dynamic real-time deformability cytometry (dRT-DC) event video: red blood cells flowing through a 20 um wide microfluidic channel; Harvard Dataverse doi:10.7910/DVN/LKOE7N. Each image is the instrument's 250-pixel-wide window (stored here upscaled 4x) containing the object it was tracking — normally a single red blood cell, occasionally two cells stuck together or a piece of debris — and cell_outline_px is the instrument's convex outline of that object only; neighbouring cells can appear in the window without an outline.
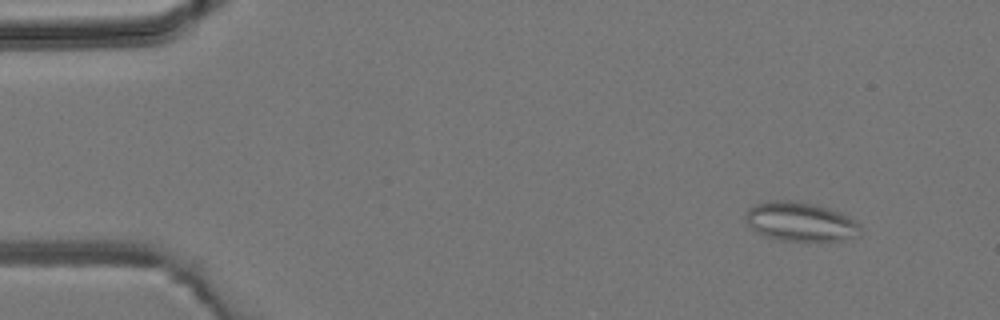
{"species": "common noctule bat (a hibernating species)", "species_latin": "Nyctalus noctula", "temperature_condition": "room temperature", "stored_images_in_passage": 5, "camera_frame_rate_fps": 3000, "um_per_image_px": 0.085, "animal": {"sex": "male", "body_mass_g": 19.2, "forearm_length_mm": 51.8}, "frame": {"image": 1, "passage_image": 1, "time_ms": 0.0, "image_size_px": [1000, 320], "cell_outline_px": [[860, 236], [840, 240], [780, 240], [764, 236], [748, 228], [744, 216], [748, 208], [752, 204], [768, 200], [796, 200], [828, 208], [840, 212], [848, 216], [860, 224]], "centroid_in_image_um": [67.97, 18.82], "position_along_channel_um": 17.0, "area_um2": 26.47}}
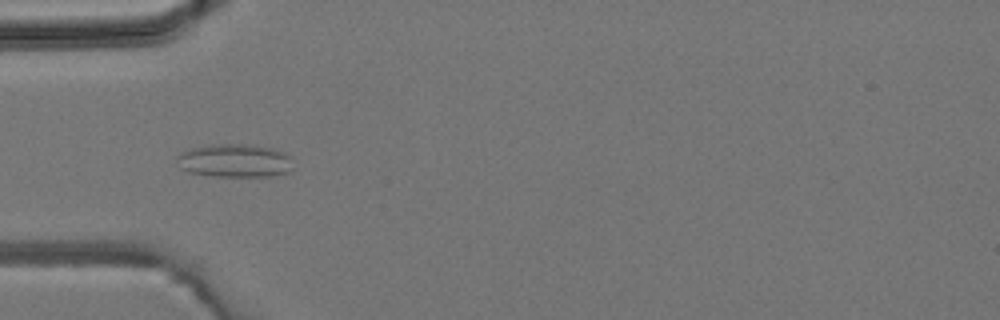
{"frame": {"image": 2, "passage_image": 4, "time_ms": 3.333, "image_size_px": [1000, 320], "cell_outline_px": [[292, 172], [268, 176], [212, 176], [188, 172], [180, 168], [176, 160], [176, 156], [180, 152], [188, 148], [208, 144], [240, 144], [276, 148], [284, 152], [288, 156], [292, 168]], "centroid_in_image_um": [19.9, 13.65], "position_along_channel_um": 65.1, "area_um2": 22.83}}